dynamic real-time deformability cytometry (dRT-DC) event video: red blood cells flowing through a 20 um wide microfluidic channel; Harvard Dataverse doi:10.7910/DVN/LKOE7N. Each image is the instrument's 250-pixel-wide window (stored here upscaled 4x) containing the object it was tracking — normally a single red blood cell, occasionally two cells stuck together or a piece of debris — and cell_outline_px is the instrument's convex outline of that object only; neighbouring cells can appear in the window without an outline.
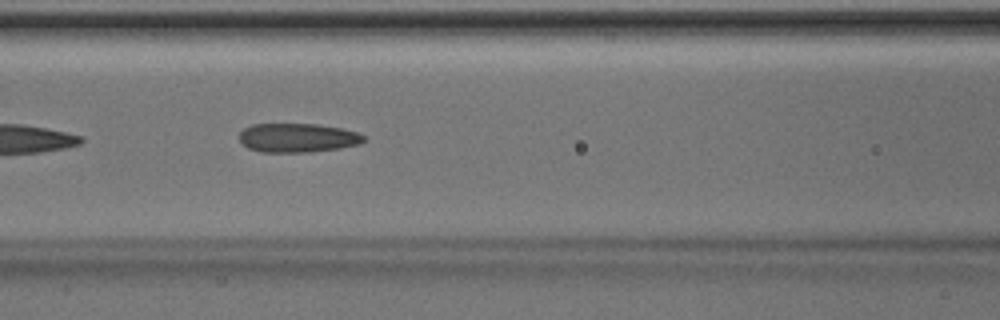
{"species": "Egyptian fruit bat (a non-hibernating species)", "species_latin": "Rousettus aegyptiacus", "temperature_condition": "room temperature", "stored_images_in_passage": 35, "camera_frame_rate_fps": 3000, "um_per_image_px": 0.085, "animal": {"sex": "male"}, "frame": {"image": 1, "passage_image": 20, "time_ms": 6.333, "image_size_px": [1000, 320], "cell_outline_px": [[364, 140], [360, 144], [340, 148], [308, 152], [260, 152], [248, 148], [240, 144], [240, 132], [244, 128], [252, 124], [316, 124], [340, 128], [356, 132], [364, 136]], "centroid_in_image_um": [25.25, 11.72], "position_along_channel_um": 141.3, "area_um2": 21.04}}